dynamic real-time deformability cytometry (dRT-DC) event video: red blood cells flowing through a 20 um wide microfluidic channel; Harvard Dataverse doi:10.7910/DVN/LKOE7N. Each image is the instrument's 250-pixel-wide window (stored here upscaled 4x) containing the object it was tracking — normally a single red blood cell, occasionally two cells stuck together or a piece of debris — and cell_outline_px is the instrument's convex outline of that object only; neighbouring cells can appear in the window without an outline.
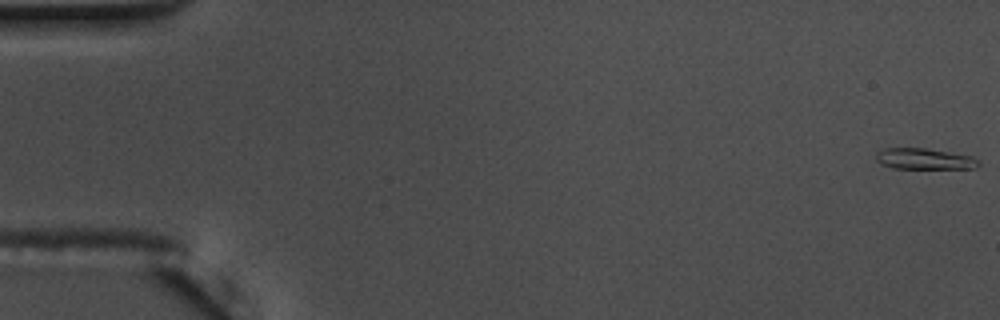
{"species": "common noctule bat (a hibernating species)", "species_latin": "Nyctalus noctula", "temperature_condition": "warm", "stored_images_in_passage": 57, "camera_frame_rate_fps": 3000, "um_per_image_px": 0.085, "animal": {"sex": "male", "body_mass_g": 17.5, "forearm_length_mm": 52.3}, "frame": {"image": 1, "passage_image": 1, "time_ms": 0.0, "image_size_px": [1000, 320], "cell_outline_px": [[980, 164], [976, 168], [892, 168], [880, 164], [876, 160], [876, 152], [884, 148], [924, 148], [972, 156], [980, 160]], "centroid_in_image_um": [78.56, 13.5], "position_along_channel_um": 6.4, "area_um2": 12.54}}
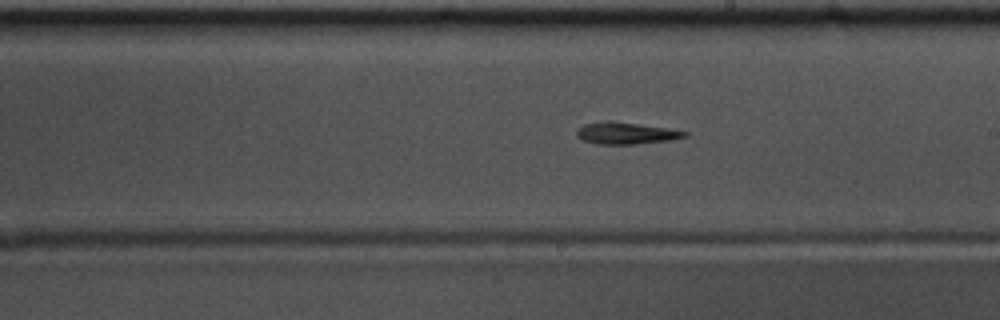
{"frame": {"image": 2, "passage_image": 33, "time_ms": 10.667, "image_size_px": [1000, 320], "cell_outline_px": [[688, 136], [668, 140], [636, 144], [596, 144], [584, 140], [576, 136], [576, 128], [584, 124], [608, 120], [640, 124], [688, 132]], "centroid_in_image_um": [53.14, 11.32], "position_along_channel_um": 235.9, "area_um2": 13.64}}
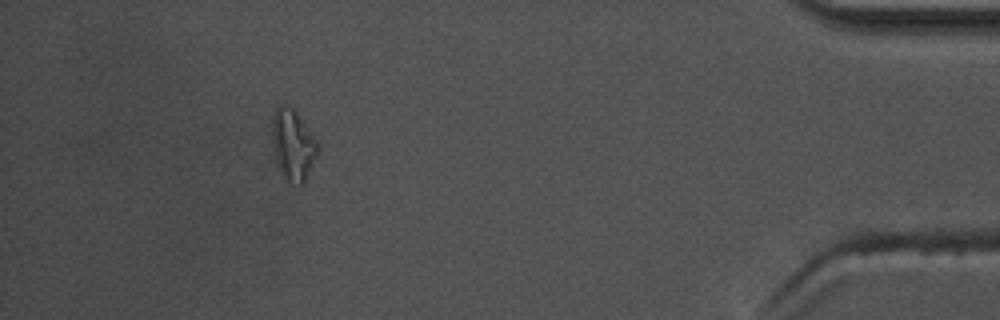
{"frame": {"image": 3, "passage_image": 52, "time_ms": 17.0, "image_size_px": [1000, 320], "cell_outline_px": [[316, 152], [304, 180], [300, 184], [284, 180], [280, 172], [276, 160], [272, 140], [272, 116], [276, 108], [280, 104], [284, 104], [292, 108], [296, 112], [316, 140]], "centroid_in_image_um": [24.83, 12.27], "position_along_channel_um": 410.4, "area_um2": 18.09}, "authors_computed_cell_mechanics": {"area_um2": 13.2362, "velocity_mm_per_s": 3.6448, "shape_relaxation_time_tau1_ms": 9.6215, "shape_relaxation_time_tau2_ms": null, "deformation_change_tau1": 0.3019, "deformation_change_tau2": null}}